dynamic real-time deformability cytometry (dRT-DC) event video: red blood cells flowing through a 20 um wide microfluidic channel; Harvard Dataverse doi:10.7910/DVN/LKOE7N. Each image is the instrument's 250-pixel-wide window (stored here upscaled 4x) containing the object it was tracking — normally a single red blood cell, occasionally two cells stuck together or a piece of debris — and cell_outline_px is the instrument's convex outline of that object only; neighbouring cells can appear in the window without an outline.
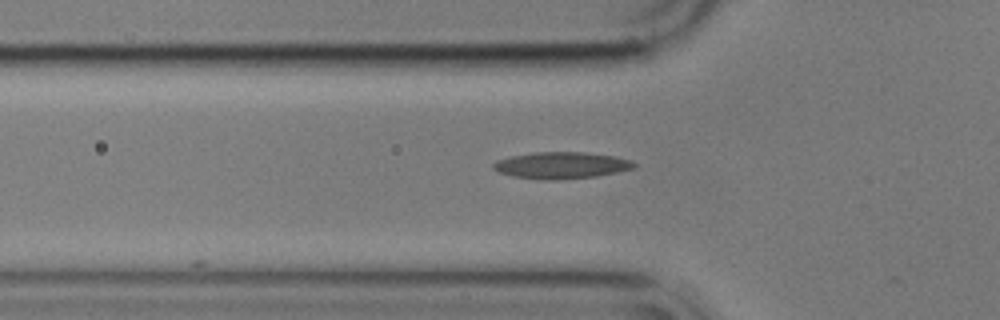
{"species": "common noctule bat (a hibernating species)", "species_latin": "Nyctalus noctula", "temperature_condition": "cold", "stored_images_in_passage": 11, "camera_frame_rate_fps": 3000, "um_per_image_px": 0.085, "animal": {"sex": "male", "body_mass_g": 17.9}, "frame": {"image": 1, "passage_image": 4, "time_ms": 1.0, "image_size_px": [1000, 320], "cell_outline_px": [[636, 168], [596, 176], [560, 180], [544, 180], [512, 176], [500, 172], [492, 168], [492, 164], [496, 160], [512, 156], [536, 152], [584, 152], [612, 156], [632, 160], [636, 164]], "centroid_in_image_um": [47.71, 14.06], "position_along_channel_um": 78.1, "area_um2": 21.85}}
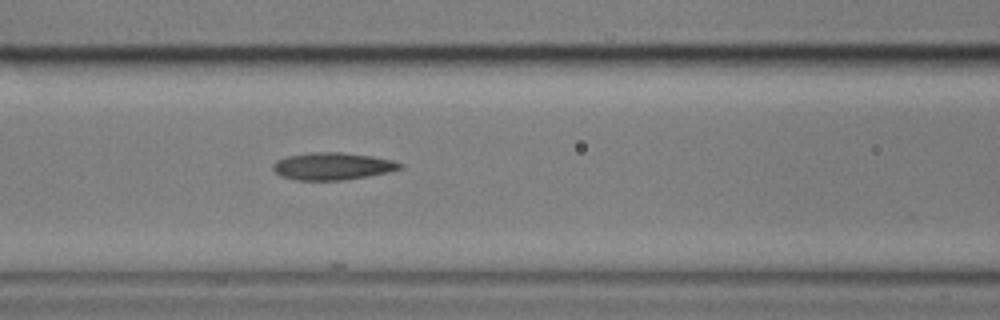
{"frame": {"image": 2, "passage_image": 9, "time_ms": 2.667, "image_size_px": [1000, 320], "cell_outline_px": [[404, 168], [388, 172], [368, 176], [344, 180], [296, 180], [280, 176], [272, 168], [272, 164], [276, 160], [288, 156], [312, 152], [340, 152], [372, 156], [392, 160], [404, 164]], "centroid_in_image_um": [28.27, 14.13], "position_along_channel_um": 138.3, "area_um2": 20.29}}